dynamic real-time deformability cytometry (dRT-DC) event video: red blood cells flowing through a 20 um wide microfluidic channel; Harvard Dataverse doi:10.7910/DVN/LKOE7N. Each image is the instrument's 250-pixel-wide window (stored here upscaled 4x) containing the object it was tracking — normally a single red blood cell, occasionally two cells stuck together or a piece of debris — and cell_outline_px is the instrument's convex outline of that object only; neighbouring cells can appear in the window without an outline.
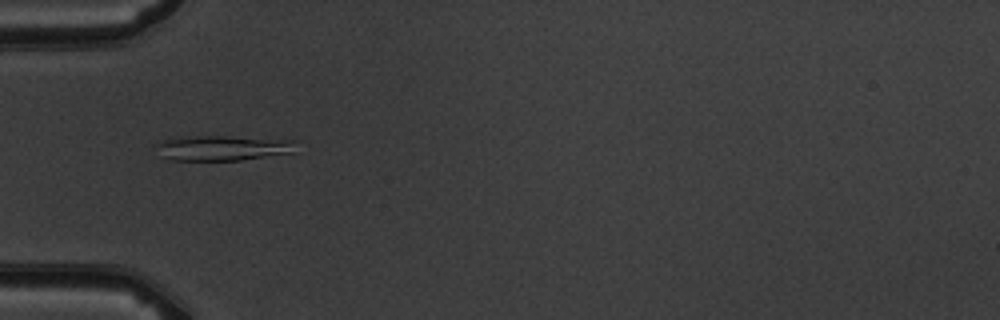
{"species": "common noctule bat (a hibernating species)", "species_latin": "Nyctalus noctula", "temperature_condition": "warm", "stored_images_in_passage": 5, "camera_frame_rate_fps": 3000, "um_per_image_px": 0.085, "animal": {"sex": "male", "body_mass_g": 19.5, "forearm_length_mm": 54.6}, "frame": {"image": 1, "passage_image": 4, "time_ms": 4.333, "image_size_px": [1000, 320], "cell_outline_px": [[300, 140], [296, 152], [240, 160], [168, 160], [160, 156], [152, 144], [168, 136], [228, 136]], "centroid_in_image_um": [18.88, 12.55], "position_along_channel_um": 66.1, "area_um2": 21.44}}